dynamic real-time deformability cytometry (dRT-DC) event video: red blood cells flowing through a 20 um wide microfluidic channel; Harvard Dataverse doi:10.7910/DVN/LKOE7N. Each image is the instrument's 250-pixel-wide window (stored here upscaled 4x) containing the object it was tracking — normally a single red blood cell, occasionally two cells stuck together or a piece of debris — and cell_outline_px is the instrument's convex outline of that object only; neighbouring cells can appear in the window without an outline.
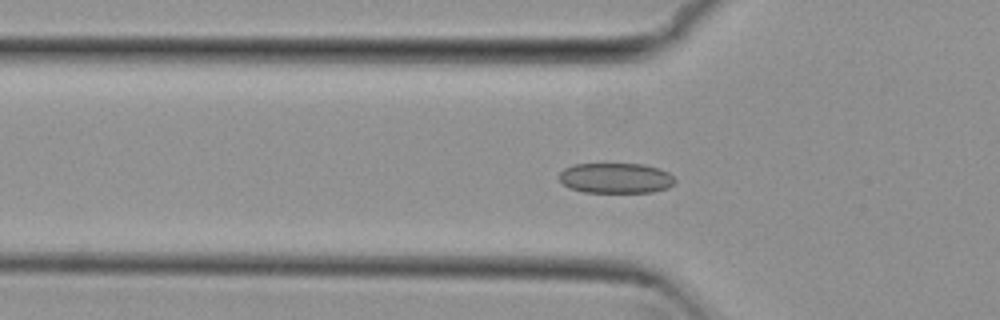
{"species": "common noctule bat (a hibernating species)", "species_latin": "Nyctalus noctula", "temperature_condition": "cold", "stored_images_in_passage": 51, "camera_frame_rate_fps": 3000, "um_per_image_px": 0.085, "animal": {"sex": "female", "body_mass_g": 29.2, "forearm_length_mm": 56.3}, "frame": {"image": 1, "passage_image": 17, "time_ms": 5.333, "image_size_px": [1000, 320], "cell_outline_px": [[676, 184], [668, 188], [652, 192], [584, 192], [568, 188], [560, 180], [560, 172], [564, 168], [572, 164], [644, 164], [660, 168], [668, 172], [676, 180]], "centroid_in_image_um": [52.36, 15.14], "position_along_channel_um": 73.4, "area_um2": 20.63}}
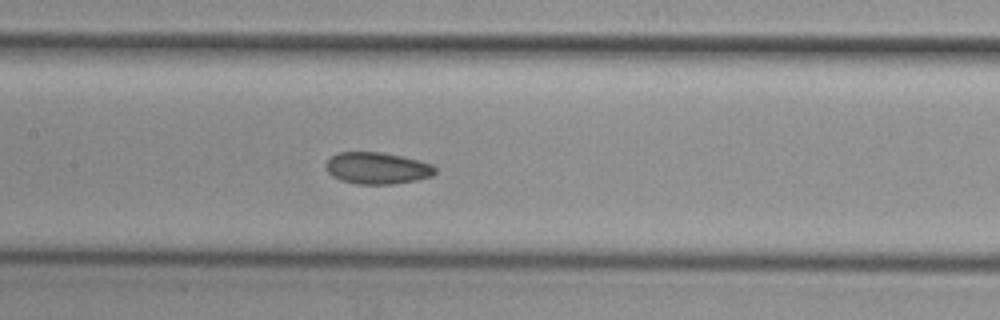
{"frame": {"image": 2, "passage_image": 25, "time_ms": 8.0, "image_size_px": [1000, 320], "cell_outline_px": [[436, 172], [432, 176], [416, 180], [392, 184], [356, 184], [340, 180], [332, 176], [328, 172], [324, 164], [336, 152], [380, 152], [404, 156], [420, 160], [432, 164], [436, 168]], "centroid_in_image_um": [32.06, 14.29], "position_along_channel_um": 175.3, "area_um2": 20.4}}
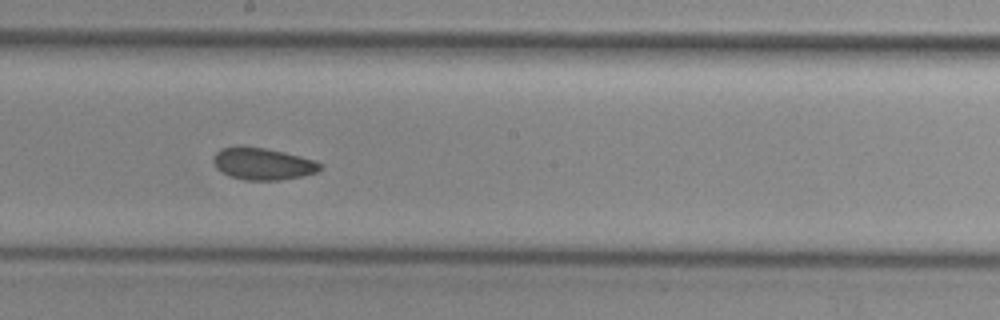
{"frame": {"image": 3, "passage_image": 29, "time_ms": 9.333, "image_size_px": [1000, 320], "cell_outline_px": [[324, 164], [320, 172], [304, 176], [280, 180], [244, 180], [232, 176], [216, 168], [212, 160], [212, 156], [220, 148], [264, 148], [284, 152], [312, 160]], "centroid_in_image_um": [22.39, 13.95], "position_along_channel_um": 225.8, "area_um2": 19.59}}